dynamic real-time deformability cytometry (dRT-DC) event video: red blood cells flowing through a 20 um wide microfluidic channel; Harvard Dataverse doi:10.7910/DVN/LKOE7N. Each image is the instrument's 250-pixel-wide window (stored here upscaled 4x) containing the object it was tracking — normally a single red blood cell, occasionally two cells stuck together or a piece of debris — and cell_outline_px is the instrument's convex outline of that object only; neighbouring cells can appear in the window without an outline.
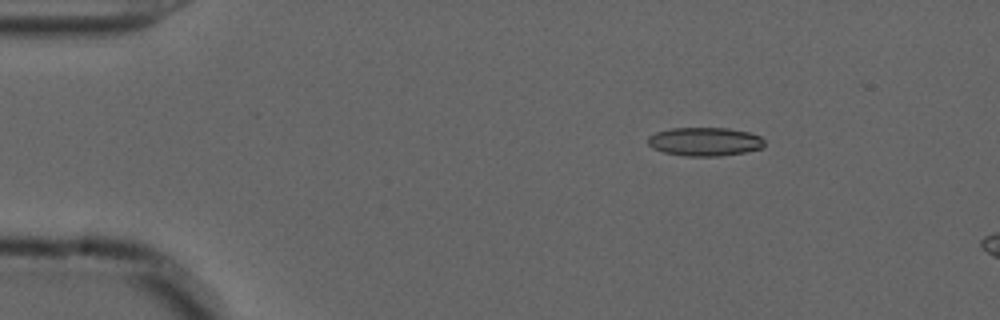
{"species": "common noctule bat (a hibernating species)", "species_latin": "Nyctalus noctula", "temperature_condition": "cold", "stored_images_in_passage": 13, "camera_frame_rate_fps": 3000, "um_per_image_px": 0.085, "animal": {"sex": "male", "forearm_length_mm": 52.5}, "frame": {"image": 1, "passage_image": 8, "time_ms": 2.333, "image_size_px": [1000, 320], "cell_outline_px": [[764, 148], [744, 152], [720, 156], [684, 156], [664, 152], [652, 148], [648, 144], [648, 136], [656, 132], [672, 128], [728, 128], [748, 132], [760, 136], [764, 140]], "centroid_in_image_um": [59.91, 12.04], "position_along_channel_um": 25.1, "area_um2": 19.48}}